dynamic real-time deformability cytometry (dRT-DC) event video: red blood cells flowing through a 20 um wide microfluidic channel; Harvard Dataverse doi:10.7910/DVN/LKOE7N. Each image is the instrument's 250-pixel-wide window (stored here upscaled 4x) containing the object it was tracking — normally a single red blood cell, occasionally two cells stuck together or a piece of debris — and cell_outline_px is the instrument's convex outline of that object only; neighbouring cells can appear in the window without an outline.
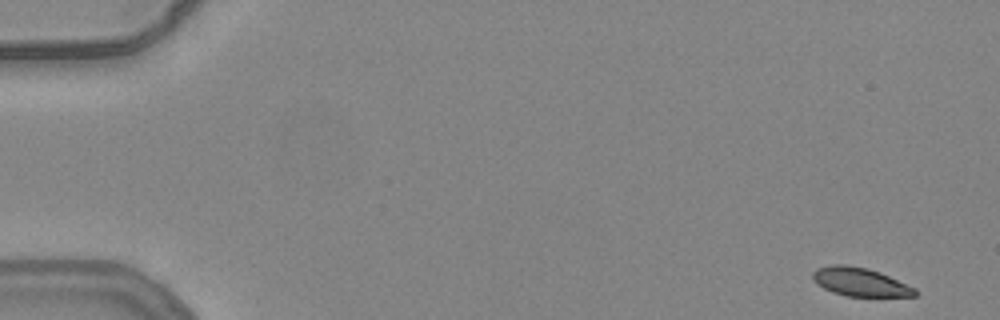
{"species": "common noctule bat (a hibernating species)", "species_latin": "Nyctalus noctula", "temperature_condition": "warm", "stored_images_in_passage": 22, "camera_frame_rate_fps": 3000, "um_per_image_px": 0.085, "animal": {"sex": "female", "body_mass_g": 24.6, "forearm_length_mm": 56.2}, "frame": {"image": 1, "passage_image": 1, "time_ms": 0.0, "image_size_px": [1000, 320], "cell_outline_px": [[920, 292], [916, 296], [848, 296], [832, 292], [816, 284], [812, 280], [812, 272], [816, 268], [832, 264], [844, 264], [868, 268], [880, 272], [916, 288]], "centroid_in_image_um": [73.1, 23.96], "position_along_channel_um": 11.9, "area_um2": 17.17}}
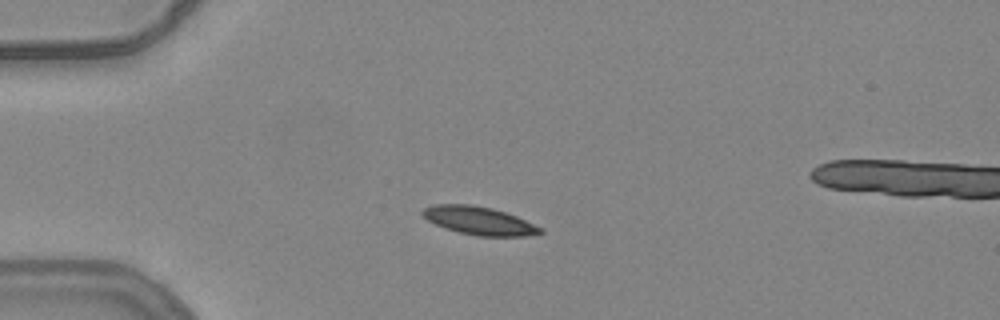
{"frame": {"image": 2, "passage_image": 13, "time_ms": 4.0, "image_size_px": [1000, 320], "cell_outline_px": [[544, 232], [524, 236], [476, 236], [444, 228], [428, 220], [420, 212], [424, 208], [432, 204], [472, 204], [492, 208], [516, 216], [544, 228]], "centroid_in_image_um": [40.72, 18.75], "position_along_channel_um": 44.3, "area_um2": 19.31}}
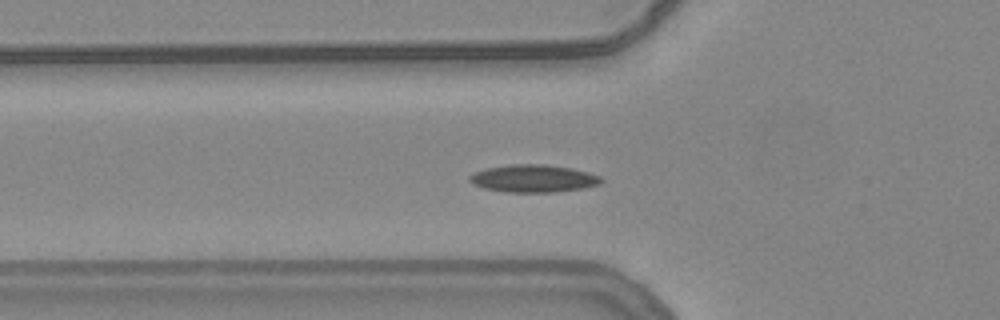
{"frame": {"image": 3, "passage_image": 18, "time_ms": 5.667, "image_size_px": [1000, 320], "cell_outline_px": [[604, 180], [600, 184], [584, 188], [556, 192], [504, 192], [484, 188], [472, 184], [468, 180], [468, 176], [472, 172], [484, 168], [512, 164], [544, 164], [572, 168], [588, 172], [600, 176]], "centroid_in_image_um": [45.31, 15.17], "position_along_channel_um": 80.5, "area_um2": 21.44}}